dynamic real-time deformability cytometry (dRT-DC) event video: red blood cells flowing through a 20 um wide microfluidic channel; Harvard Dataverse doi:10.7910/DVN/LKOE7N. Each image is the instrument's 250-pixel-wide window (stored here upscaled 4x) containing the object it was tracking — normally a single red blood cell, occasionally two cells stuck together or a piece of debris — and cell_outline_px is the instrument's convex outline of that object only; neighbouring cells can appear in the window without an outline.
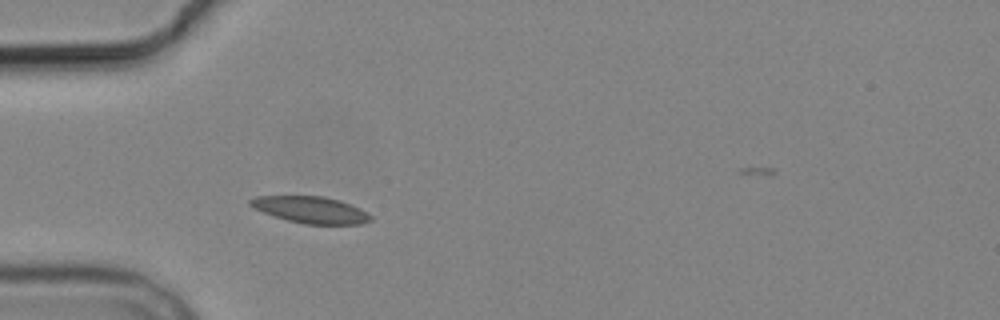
{"species": "common noctule bat (a hibernating species)", "species_latin": "Nyctalus noctula", "temperature_condition": "cold", "stored_images_in_passage": 3, "camera_frame_rate_fps": 3000, "um_per_image_px": 0.085, "animal": {"sex": "male", "body_mass_g": 19.2, "forearm_length_mm": 51.8}, "frame": {"image": 1, "passage_image": 3, "time_ms": 2.333, "image_size_px": [1000, 320], "cell_outline_px": [[372, 220], [360, 224], [304, 224], [288, 220], [264, 212], [248, 204], [248, 200], [256, 196], [324, 196], [340, 200], [360, 208], [368, 212], [372, 216]], "centroid_in_image_um": [26.45, 17.82], "position_along_channel_um": 58.5, "area_um2": 18.61}}